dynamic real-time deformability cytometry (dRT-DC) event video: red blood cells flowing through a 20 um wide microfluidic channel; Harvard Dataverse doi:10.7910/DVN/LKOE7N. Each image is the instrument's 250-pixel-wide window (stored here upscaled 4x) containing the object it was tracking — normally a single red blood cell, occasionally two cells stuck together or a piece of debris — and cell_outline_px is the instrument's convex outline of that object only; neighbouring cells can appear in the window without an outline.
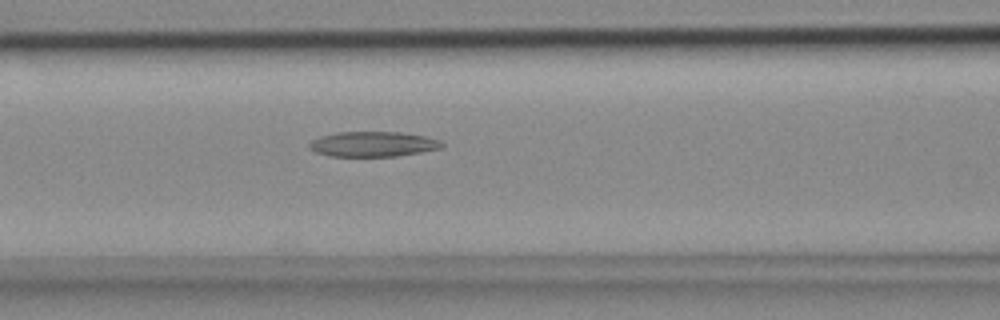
{"species": "common noctule bat (a hibernating species)", "species_latin": "Nyctalus noctula", "temperature_condition": "cold", "stored_images_in_passage": 53, "segment_of_instrument_passage": [2, 2], "camera_frame_rate_fps": 3000, "um_per_image_px": 0.085, "animal": {"sex": "female", "body_mass_g": 18.4}, "frame": {"image": 1, "passage_image": 23, "time_ms": 7.333, "image_size_px": [1000, 320], "cell_outline_px": [[444, 144], [440, 148], [420, 152], [396, 156], [328, 156], [316, 152], [308, 144], [312, 140], [320, 136], [340, 132], [400, 132], [424, 136], [440, 140]], "centroid_in_image_um": [31.7, 12.25], "position_along_channel_um": 134.9, "area_um2": 19.19}}
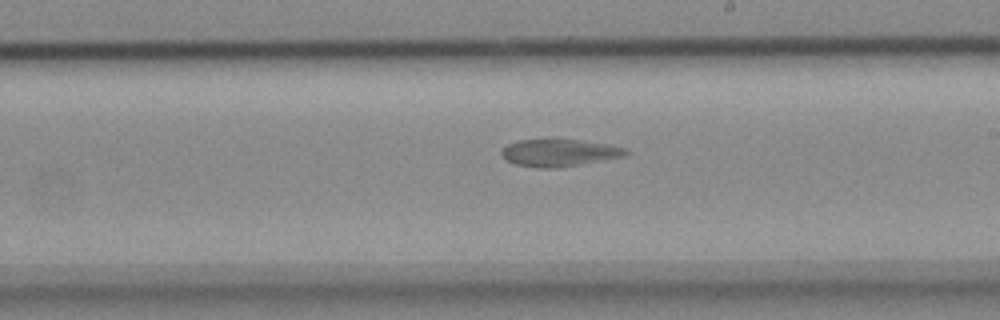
{"frame": {"image": 2, "passage_image": 32, "time_ms": 10.333, "image_size_px": [1000, 320], "cell_outline_px": [[628, 152], [624, 156], [560, 168], [536, 168], [516, 164], [508, 160], [500, 152], [508, 144], [520, 140], [576, 140], [604, 144], [628, 148]], "centroid_in_image_um": [47.54, 13.0], "position_along_channel_um": 241.5, "area_um2": 19.31}}
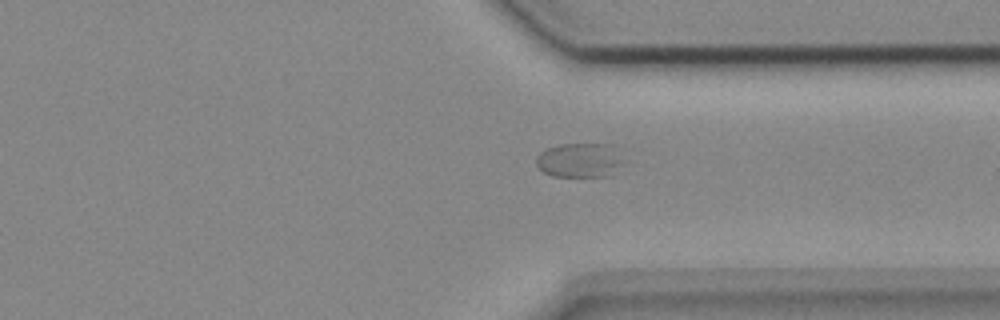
{"frame": {"image": 3, "passage_image": 42, "time_ms": 13.667, "image_size_px": [1000, 320], "cell_outline_px": [[620, 164], [616, 176], [552, 176], [544, 172], [536, 164], [536, 156], [540, 152], [548, 148], [560, 144], [612, 144], [620, 160]], "centroid_in_image_um": [49.25, 13.63], "position_along_channel_um": 362.2, "area_um2": 17.4}}